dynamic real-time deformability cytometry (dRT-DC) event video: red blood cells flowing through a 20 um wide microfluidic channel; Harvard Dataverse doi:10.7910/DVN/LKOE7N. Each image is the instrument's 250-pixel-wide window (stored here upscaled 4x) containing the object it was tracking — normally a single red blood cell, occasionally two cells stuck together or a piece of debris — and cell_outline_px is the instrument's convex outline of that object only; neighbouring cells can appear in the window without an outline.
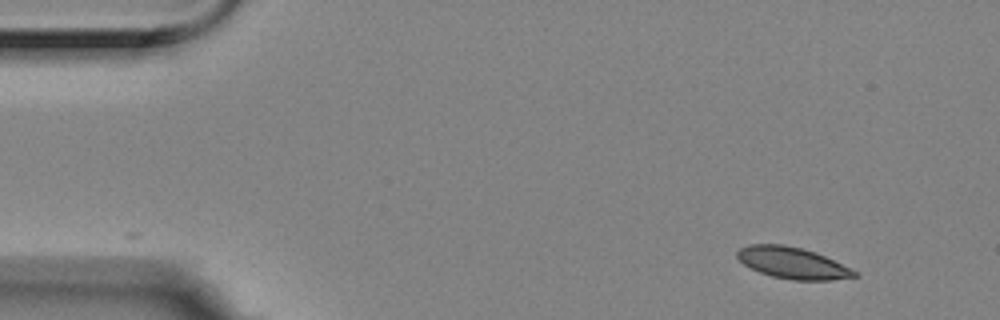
{"species": "Egyptian fruit bat (a non-hibernating species)", "species_latin": "Rousettus aegyptiacus", "temperature_condition": "room temperature", "stored_images_in_passage": 4, "camera_frame_rate_fps": 3000, "um_per_image_px": 0.085, "animal": {"sex": "female"}, "frame": {"image": 1, "passage_image": 1, "time_ms": 0.0, "image_size_px": [1000, 320], "cell_outline_px": [[860, 276], [832, 280], [792, 280], [772, 276], [760, 272], [744, 264], [736, 256], [736, 252], [740, 248], [748, 244], [784, 244], [816, 252], [856, 272]], "centroid_in_image_um": [67.33, 22.34], "position_along_channel_um": 17.7, "area_um2": 21.21}}
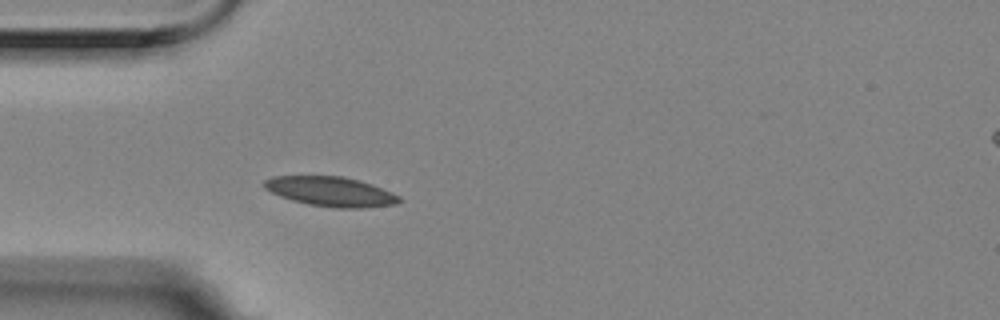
{"frame": {"image": 2, "passage_image": 4, "time_ms": 1.0, "image_size_px": [1000, 320], "cell_outline_px": [[404, 200], [396, 204], [364, 208], [332, 208], [308, 204], [292, 200], [280, 196], [264, 188], [260, 184], [264, 180], [272, 176], [344, 176], [360, 180], [372, 184], [392, 192], [400, 196]], "centroid_in_image_um": [28.12, 16.28], "position_along_channel_um": 56.9, "area_um2": 23.64}}